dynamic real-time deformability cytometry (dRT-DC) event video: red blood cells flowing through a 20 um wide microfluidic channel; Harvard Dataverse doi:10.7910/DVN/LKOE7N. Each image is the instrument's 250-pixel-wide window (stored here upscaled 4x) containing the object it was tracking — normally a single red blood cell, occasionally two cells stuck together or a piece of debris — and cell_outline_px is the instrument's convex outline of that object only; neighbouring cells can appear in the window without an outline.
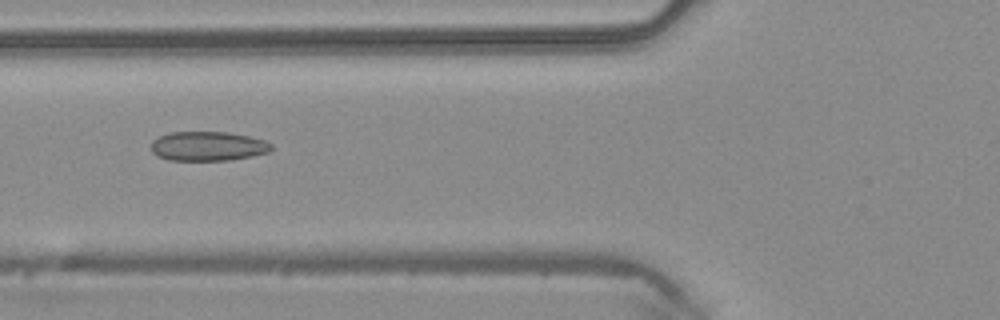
{"species": "common noctule bat (a hibernating species)", "species_latin": "Nyctalus noctula", "temperature_condition": "warm", "stored_images_in_passage": 50, "camera_frame_rate_fps": 3000, "um_per_image_px": 0.085, "animal": {"sex": "male", "body_mass_g": 20.4}, "frame": {"image": 1, "passage_image": 19, "time_ms": 6.0, "image_size_px": [1000, 320], "cell_outline_px": [[272, 148], [268, 152], [252, 156], [232, 160], [168, 160], [156, 156], [152, 152], [152, 140], [160, 136], [172, 132], [228, 132], [248, 136], [264, 140], [272, 144]], "centroid_in_image_um": [17.67, 12.43], "position_along_channel_um": 108.1, "area_um2": 20.58}}
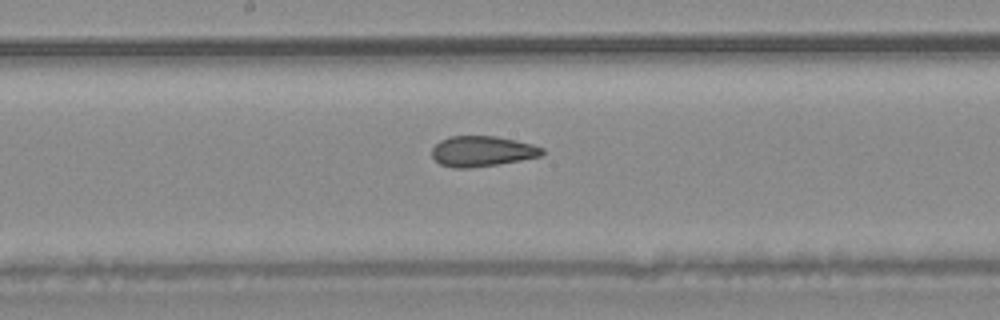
{"frame": {"image": 2, "passage_image": 26, "time_ms": 8.333, "image_size_px": [1000, 320], "cell_outline_px": [[544, 152], [540, 156], [520, 160], [472, 168], [452, 168], [440, 164], [432, 156], [432, 148], [440, 140], [448, 136], [496, 136], [516, 140], [532, 144], [544, 148]], "centroid_in_image_um": [40.96, 12.85], "position_along_channel_um": 207.2, "area_um2": 19.59}}
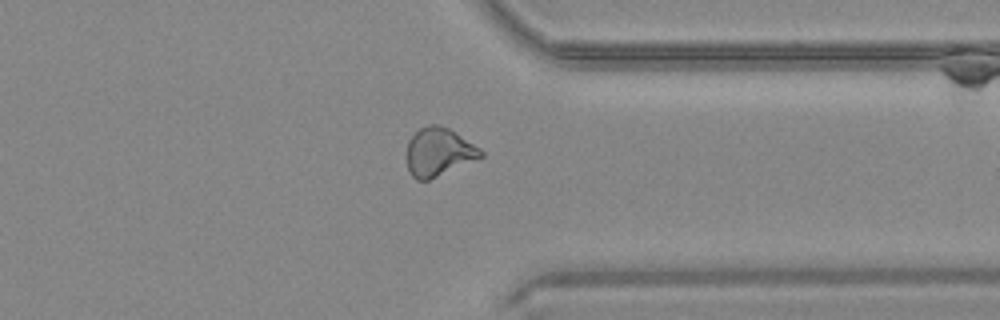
{"frame": {"image": 3, "passage_image": 38, "time_ms": 12.333, "image_size_px": [1000, 320], "cell_outline_px": [[484, 156], [428, 180], [416, 180], [408, 172], [408, 140], [420, 128], [428, 124], [436, 124], [448, 128], [480, 148], [484, 152]], "centroid_in_image_um": [37.28, 12.92], "position_along_channel_um": 374.1, "area_um2": 20.52}, "authors_computed_cell_mechanics": {"area_um2": 20.7502, "velocity_mm_per_s": 4.2342, "shape_relaxation_time_tau1_ms": null, "shape_relaxation_time_tau2_ms": 1.8329, "deformation_change_tau1": null, "deformation_change_tau2": 0.0904}}